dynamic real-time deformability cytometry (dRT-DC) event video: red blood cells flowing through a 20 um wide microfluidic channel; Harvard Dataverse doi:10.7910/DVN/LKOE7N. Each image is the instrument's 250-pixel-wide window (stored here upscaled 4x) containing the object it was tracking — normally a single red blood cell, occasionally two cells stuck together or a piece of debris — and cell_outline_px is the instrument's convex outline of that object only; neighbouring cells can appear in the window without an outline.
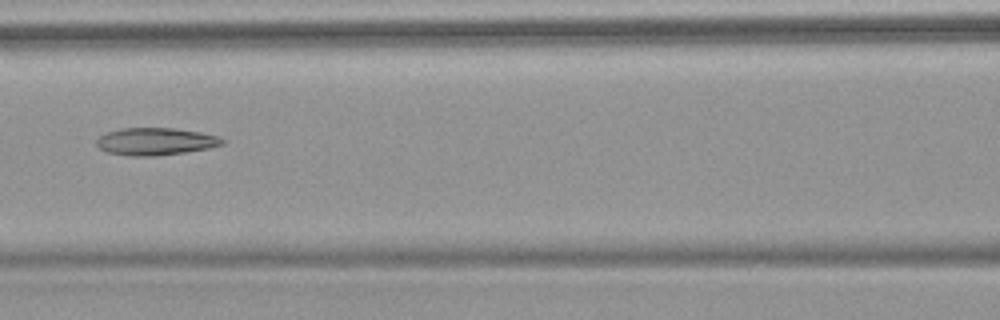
{"species": "common noctule bat (a hibernating species)", "species_latin": "Nyctalus noctula", "temperature_condition": "warm", "stored_images_in_passage": 7, "camera_frame_rate_fps": 3000, "um_per_image_px": 0.085, "animal": {"sex": "female", "body_mass_g": 18.4}, "frame": {"image": 1, "passage_image": 7, "time_ms": 7.333, "image_size_px": [1000, 320], "cell_outline_px": [[228, 140], [224, 144], [208, 148], [184, 152], [156, 156], [128, 156], [108, 152], [100, 148], [96, 144], [96, 140], [104, 132], [120, 128], [176, 128], [200, 132], [216, 136]], "centroid_in_image_um": [13.21, 12.02], "position_along_channel_um": 153.4, "area_um2": 20.17}}